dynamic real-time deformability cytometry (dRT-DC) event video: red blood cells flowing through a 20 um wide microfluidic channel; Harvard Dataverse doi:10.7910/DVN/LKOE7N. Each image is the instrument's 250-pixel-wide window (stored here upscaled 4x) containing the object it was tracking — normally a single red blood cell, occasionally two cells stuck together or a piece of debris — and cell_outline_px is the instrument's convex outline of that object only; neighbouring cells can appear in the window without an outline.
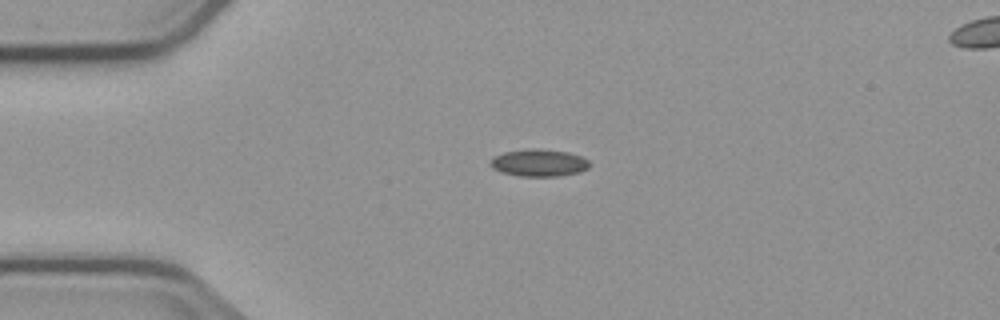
{"species": "common noctule bat (a hibernating species)", "species_latin": "Nyctalus noctula", "temperature_condition": "cold", "stored_images_in_passage": 5, "segment_of_instrument_passage": [1, 2], "camera_frame_rate_fps": 3000, "um_per_image_px": 0.085, "animal": {"sex": "male", "body_mass_g": 23.1, "forearm_length_mm": 52.7}, "frame": {"image": 1, "passage_image": 3, "time_ms": 2.333, "image_size_px": [1000, 320], "cell_outline_px": [[588, 168], [580, 172], [560, 176], [520, 176], [500, 172], [492, 168], [488, 164], [492, 156], [504, 152], [532, 148], [568, 152], [580, 156], [588, 160]], "centroid_in_image_um": [45.75, 13.84], "position_along_channel_um": 39.2, "area_um2": 15.78}}